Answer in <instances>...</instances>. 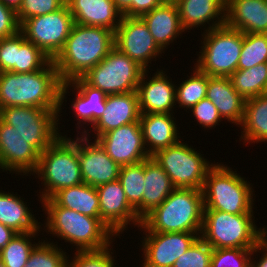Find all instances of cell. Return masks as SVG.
Instances as JSON below:
<instances>
[{"mask_svg":"<svg viewBox=\"0 0 267 267\" xmlns=\"http://www.w3.org/2000/svg\"><path fill=\"white\" fill-rule=\"evenodd\" d=\"M61 84L53 60L35 72H0V109L38 107L59 110Z\"/></svg>","mask_w":267,"mask_h":267,"instance_id":"obj_1","label":"cell"},{"mask_svg":"<svg viewBox=\"0 0 267 267\" xmlns=\"http://www.w3.org/2000/svg\"><path fill=\"white\" fill-rule=\"evenodd\" d=\"M114 47L112 30L74 23L63 49L53 60L61 81L81 78Z\"/></svg>","mask_w":267,"mask_h":267,"instance_id":"obj_2","label":"cell"},{"mask_svg":"<svg viewBox=\"0 0 267 267\" xmlns=\"http://www.w3.org/2000/svg\"><path fill=\"white\" fill-rule=\"evenodd\" d=\"M203 217L202 190L175 188L159 206L142 219L139 227L144 232L201 233Z\"/></svg>","mask_w":267,"mask_h":267,"instance_id":"obj_3","label":"cell"},{"mask_svg":"<svg viewBox=\"0 0 267 267\" xmlns=\"http://www.w3.org/2000/svg\"><path fill=\"white\" fill-rule=\"evenodd\" d=\"M42 204L48 214L45 222L48 232L76 245V251L100 250L111 246V239L116 235L100 218L58 206L51 198L42 200Z\"/></svg>","mask_w":267,"mask_h":267,"instance_id":"obj_4","label":"cell"},{"mask_svg":"<svg viewBox=\"0 0 267 267\" xmlns=\"http://www.w3.org/2000/svg\"><path fill=\"white\" fill-rule=\"evenodd\" d=\"M64 136L60 135L40 154L34 173L44 181L41 201L51 198L60 189L83 183L79 164V138L74 141Z\"/></svg>","mask_w":267,"mask_h":267,"instance_id":"obj_5","label":"cell"},{"mask_svg":"<svg viewBox=\"0 0 267 267\" xmlns=\"http://www.w3.org/2000/svg\"><path fill=\"white\" fill-rule=\"evenodd\" d=\"M236 171L215 164L207 173L202 188L204 210L230 214H253V189Z\"/></svg>","mask_w":267,"mask_h":267,"instance_id":"obj_6","label":"cell"},{"mask_svg":"<svg viewBox=\"0 0 267 267\" xmlns=\"http://www.w3.org/2000/svg\"><path fill=\"white\" fill-rule=\"evenodd\" d=\"M252 218L253 214L204 210L200 237L213 249H253L267 235V229H258Z\"/></svg>","mask_w":267,"mask_h":267,"instance_id":"obj_7","label":"cell"},{"mask_svg":"<svg viewBox=\"0 0 267 267\" xmlns=\"http://www.w3.org/2000/svg\"><path fill=\"white\" fill-rule=\"evenodd\" d=\"M201 53L195 65L211 77H230L238 66L242 50V32L224 24L205 30Z\"/></svg>","mask_w":267,"mask_h":267,"instance_id":"obj_8","label":"cell"},{"mask_svg":"<svg viewBox=\"0 0 267 267\" xmlns=\"http://www.w3.org/2000/svg\"><path fill=\"white\" fill-rule=\"evenodd\" d=\"M145 69L114 47L96 66L81 78L105 95L137 91Z\"/></svg>","mask_w":267,"mask_h":267,"instance_id":"obj_9","label":"cell"},{"mask_svg":"<svg viewBox=\"0 0 267 267\" xmlns=\"http://www.w3.org/2000/svg\"><path fill=\"white\" fill-rule=\"evenodd\" d=\"M200 154L179 140L151 157L168 174L175 188L202 190L206 175L215 164H210Z\"/></svg>","mask_w":267,"mask_h":267,"instance_id":"obj_10","label":"cell"},{"mask_svg":"<svg viewBox=\"0 0 267 267\" xmlns=\"http://www.w3.org/2000/svg\"><path fill=\"white\" fill-rule=\"evenodd\" d=\"M60 112L38 107H5L0 109V119L14 127L41 154L61 135L57 123Z\"/></svg>","mask_w":267,"mask_h":267,"instance_id":"obj_11","label":"cell"},{"mask_svg":"<svg viewBox=\"0 0 267 267\" xmlns=\"http://www.w3.org/2000/svg\"><path fill=\"white\" fill-rule=\"evenodd\" d=\"M74 25L68 5L55 12L26 19L20 31L27 41L40 48L51 60L63 49Z\"/></svg>","mask_w":267,"mask_h":267,"instance_id":"obj_12","label":"cell"},{"mask_svg":"<svg viewBox=\"0 0 267 267\" xmlns=\"http://www.w3.org/2000/svg\"><path fill=\"white\" fill-rule=\"evenodd\" d=\"M115 47L147 70L148 63L162 53L141 17L122 16L114 32Z\"/></svg>","mask_w":267,"mask_h":267,"instance_id":"obj_13","label":"cell"},{"mask_svg":"<svg viewBox=\"0 0 267 267\" xmlns=\"http://www.w3.org/2000/svg\"><path fill=\"white\" fill-rule=\"evenodd\" d=\"M94 140L120 166L137 164L151 157L144 144L140 122L113 129Z\"/></svg>","mask_w":267,"mask_h":267,"instance_id":"obj_14","label":"cell"},{"mask_svg":"<svg viewBox=\"0 0 267 267\" xmlns=\"http://www.w3.org/2000/svg\"><path fill=\"white\" fill-rule=\"evenodd\" d=\"M143 267H172L174 262L200 237L201 233L145 232ZM148 233V234H147Z\"/></svg>","mask_w":267,"mask_h":267,"instance_id":"obj_15","label":"cell"},{"mask_svg":"<svg viewBox=\"0 0 267 267\" xmlns=\"http://www.w3.org/2000/svg\"><path fill=\"white\" fill-rule=\"evenodd\" d=\"M96 190L99 196L100 219L115 235L122 233L130 222L138 227L141 225L142 220L129 204L119 180L100 185Z\"/></svg>","mask_w":267,"mask_h":267,"instance_id":"obj_16","label":"cell"},{"mask_svg":"<svg viewBox=\"0 0 267 267\" xmlns=\"http://www.w3.org/2000/svg\"><path fill=\"white\" fill-rule=\"evenodd\" d=\"M87 131H83L79 138V164L83 183L98 187L118 180L121 166L109 157L97 140L90 144Z\"/></svg>","mask_w":267,"mask_h":267,"instance_id":"obj_17","label":"cell"},{"mask_svg":"<svg viewBox=\"0 0 267 267\" xmlns=\"http://www.w3.org/2000/svg\"><path fill=\"white\" fill-rule=\"evenodd\" d=\"M39 158L40 153L0 119V168L10 173L31 174L36 171Z\"/></svg>","mask_w":267,"mask_h":267,"instance_id":"obj_18","label":"cell"},{"mask_svg":"<svg viewBox=\"0 0 267 267\" xmlns=\"http://www.w3.org/2000/svg\"><path fill=\"white\" fill-rule=\"evenodd\" d=\"M149 72L145 70L138 84L137 93L141 114L173 112L176 105V86L168 79L163 70L157 71L150 81L145 79Z\"/></svg>","mask_w":267,"mask_h":267,"instance_id":"obj_19","label":"cell"},{"mask_svg":"<svg viewBox=\"0 0 267 267\" xmlns=\"http://www.w3.org/2000/svg\"><path fill=\"white\" fill-rule=\"evenodd\" d=\"M140 116L137 91L106 95L104 114L92 126L96 139L113 129L139 122Z\"/></svg>","mask_w":267,"mask_h":267,"instance_id":"obj_20","label":"cell"},{"mask_svg":"<svg viewBox=\"0 0 267 267\" xmlns=\"http://www.w3.org/2000/svg\"><path fill=\"white\" fill-rule=\"evenodd\" d=\"M225 24L242 33L267 34V0H226Z\"/></svg>","mask_w":267,"mask_h":267,"instance_id":"obj_21","label":"cell"},{"mask_svg":"<svg viewBox=\"0 0 267 267\" xmlns=\"http://www.w3.org/2000/svg\"><path fill=\"white\" fill-rule=\"evenodd\" d=\"M73 87L77 92L76 99L73 101L72 107L76 113L77 120L90 125L94 123L104 114L106 109V95L99 89L93 88L88 85L82 78H76L70 82H62L60 86V109L63 100L66 99L68 88ZM76 88V89H75Z\"/></svg>","mask_w":267,"mask_h":267,"instance_id":"obj_22","label":"cell"},{"mask_svg":"<svg viewBox=\"0 0 267 267\" xmlns=\"http://www.w3.org/2000/svg\"><path fill=\"white\" fill-rule=\"evenodd\" d=\"M67 5L74 23L104 27L113 32L123 16L113 0H70Z\"/></svg>","mask_w":267,"mask_h":267,"instance_id":"obj_23","label":"cell"},{"mask_svg":"<svg viewBox=\"0 0 267 267\" xmlns=\"http://www.w3.org/2000/svg\"><path fill=\"white\" fill-rule=\"evenodd\" d=\"M181 26L184 30L209 24L206 30L225 24L226 0H175ZM215 19V22H214ZM217 19V20H216Z\"/></svg>","mask_w":267,"mask_h":267,"instance_id":"obj_24","label":"cell"},{"mask_svg":"<svg viewBox=\"0 0 267 267\" xmlns=\"http://www.w3.org/2000/svg\"><path fill=\"white\" fill-rule=\"evenodd\" d=\"M141 18L162 50L185 31L181 26L179 12L174 1H164Z\"/></svg>","mask_w":267,"mask_h":267,"instance_id":"obj_25","label":"cell"},{"mask_svg":"<svg viewBox=\"0 0 267 267\" xmlns=\"http://www.w3.org/2000/svg\"><path fill=\"white\" fill-rule=\"evenodd\" d=\"M206 98L217 108L223 119L235 125L241 124L245 99L234 89L229 77L209 76Z\"/></svg>","mask_w":267,"mask_h":267,"instance_id":"obj_26","label":"cell"},{"mask_svg":"<svg viewBox=\"0 0 267 267\" xmlns=\"http://www.w3.org/2000/svg\"><path fill=\"white\" fill-rule=\"evenodd\" d=\"M166 113L141 114L140 125L144 144L150 156L157 151L176 144L180 138L172 115Z\"/></svg>","mask_w":267,"mask_h":267,"instance_id":"obj_27","label":"cell"},{"mask_svg":"<svg viewBox=\"0 0 267 267\" xmlns=\"http://www.w3.org/2000/svg\"><path fill=\"white\" fill-rule=\"evenodd\" d=\"M174 189L175 186L162 167L152 157L145 160L142 219L159 206Z\"/></svg>","mask_w":267,"mask_h":267,"instance_id":"obj_28","label":"cell"},{"mask_svg":"<svg viewBox=\"0 0 267 267\" xmlns=\"http://www.w3.org/2000/svg\"><path fill=\"white\" fill-rule=\"evenodd\" d=\"M0 223L17 233L40 231V222L35 220L24 199L0 190Z\"/></svg>","mask_w":267,"mask_h":267,"instance_id":"obj_29","label":"cell"},{"mask_svg":"<svg viewBox=\"0 0 267 267\" xmlns=\"http://www.w3.org/2000/svg\"><path fill=\"white\" fill-rule=\"evenodd\" d=\"M51 199L58 205L95 218H100L96 187L81 183L56 192Z\"/></svg>","mask_w":267,"mask_h":267,"instance_id":"obj_30","label":"cell"},{"mask_svg":"<svg viewBox=\"0 0 267 267\" xmlns=\"http://www.w3.org/2000/svg\"><path fill=\"white\" fill-rule=\"evenodd\" d=\"M241 139L248 144L267 142V93L245 100Z\"/></svg>","mask_w":267,"mask_h":267,"instance_id":"obj_31","label":"cell"},{"mask_svg":"<svg viewBox=\"0 0 267 267\" xmlns=\"http://www.w3.org/2000/svg\"><path fill=\"white\" fill-rule=\"evenodd\" d=\"M234 89L246 100L267 93V63L236 70L229 77Z\"/></svg>","mask_w":267,"mask_h":267,"instance_id":"obj_32","label":"cell"},{"mask_svg":"<svg viewBox=\"0 0 267 267\" xmlns=\"http://www.w3.org/2000/svg\"><path fill=\"white\" fill-rule=\"evenodd\" d=\"M129 204L142 220V196L145 182V161L120 168L119 179Z\"/></svg>","mask_w":267,"mask_h":267,"instance_id":"obj_33","label":"cell"},{"mask_svg":"<svg viewBox=\"0 0 267 267\" xmlns=\"http://www.w3.org/2000/svg\"><path fill=\"white\" fill-rule=\"evenodd\" d=\"M39 231L17 233L7 244L0 250V260L5 267H24L28 261L29 255L37 243L32 244V239Z\"/></svg>","mask_w":267,"mask_h":267,"instance_id":"obj_34","label":"cell"},{"mask_svg":"<svg viewBox=\"0 0 267 267\" xmlns=\"http://www.w3.org/2000/svg\"><path fill=\"white\" fill-rule=\"evenodd\" d=\"M188 79L176 86V103L181 108L190 109L206 98L209 76L201 72L196 66Z\"/></svg>","mask_w":267,"mask_h":267,"instance_id":"obj_35","label":"cell"},{"mask_svg":"<svg viewBox=\"0 0 267 267\" xmlns=\"http://www.w3.org/2000/svg\"><path fill=\"white\" fill-rule=\"evenodd\" d=\"M261 63H267V34L242 33L237 70L249 69Z\"/></svg>","mask_w":267,"mask_h":267,"instance_id":"obj_36","label":"cell"},{"mask_svg":"<svg viewBox=\"0 0 267 267\" xmlns=\"http://www.w3.org/2000/svg\"><path fill=\"white\" fill-rule=\"evenodd\" d=\"M24 267H67L66 252L48 241L38 242ZM59 248V249H58Z\"/></svg>","mask_w":267,"mask_h":267,"instance_id":"obj_37","label":"cell"},{"mask_svg":"<svg viewBox=\"0 0 267 267\" xmlns=\"http://www.w3.org/2000/svg\"><path fill=\"white\" fill-rule=\"evenodd\" d=\"M51 59L30 41L17 50L16 73H29L43 69Z\"/></svg>","mask_w":267,"mask_h":267,"instance_id":"obj_38","label":"cell"},{"mask_svg":"<svg viewBox=\"0 0 267 267\" xmlns=\"http://www.w3.org/2000/svg\"><path fill=\"white\" fill-rule=\"evenodd\" d=\"M213 248L199 237L172 267H210Z\"/></svg>","mask_w":267,"mask_h":267,"instance_id":"obj_39","label":"cell"},{"mask_svg":"<svg viewBox=\"0 0 267 267\" xmlns=\"http://www.w3.org/2000/svg\"><path fill=\"white\" fill-rule=\"evenodd\" d=\"M253 249H213L210 267H251Z\"/></svg>","mask_w":267,"mask_h":267,"instance_id":"obj_40","label":"cell"},{"mask_svg":"<svg viewBox=\"0 0 267 267\" xmlns=\"http://www.w3.org/2000/svg\"><path fill=\"white\" fill-rule=\"evenodd\" d=\"M109 248L110 246L100 250L76 251L71 262L67 259V267H116Z\"/></svg>","mask_w":267,"mask_h":267,"instance_id":"obj_41","label":"cell"},{"mask_svg":"<svg viewBox=\"0 0 267 267\" xmlns=\"http://www.w3.org/2000/svg\"><path fill=\"white\" fill-rule=\"evenodd\" d=\"M26 41L24 34L18 31L15 35L0 39V72L16 73L17 50Z\"/></svg>","mask_w":267,"mask_h":267,"instance_id":"obj_42","label":"cell"},{"mask_svg":"<svg viewBox=\"0 0 267 267\" xmlns=\"http://www.w3.org/2000/svg\"><path fill=\"white\" fill-rule=\"evenodd\" d=\"M64 5L62 0H23L16 12L18 23L21 25L26 19L55 12Z\"/></svg>","mask_w":267,"mask_h":267,"instance_id":"obj_43","label":"cell"},{"mask_svg":"<svg viewBox=\"0 0 267 267\" xmlns=\"http://www.w3.org/2000/svg\"><path fill=\"white\" fill-rule=\"evenodd\" d=\"M193 116L197 119L199 124L204 128H212L221 122L222 117L219 115L217 108L212 102L204 98L198 104L191 107Z\"/></svg>","mask_w":267,"mask_h":267,"instance_id":"obj_44","label":"cell"},{"mask_svg":"<svg viewBox=\"0 0 267 267\" xmlns=\"http://www.w3.org/2000/svg\"><path fill=\"white\" fill-rule=\"evenodd\" d=\"M18 31L20 25L16 12L0 1V39L15 35Z\"/></svg>","mask_w":267,"mask_h":267,"instance_id":"obj_45","label":"cell"},{"mask_svg":"<svg viewBox=\"0 0 267 267\" xmlns=\"http://www.w3.org/2000/svg\"><path fill=\"white\" fill-rule=\"evenodd\" d=\"M165 0H132V17H141L160 6Z\"/></svg>","mask_w":267,"mask_h":267,"instance_id":"obj_46","label":"cell"},{"mask_svg":"<svg viewBox=\"0 0 267 267\" xmlns=\"http://www.w3.org/2000/svg\"><path fill=\"white\" fill-rule=\"evenodd\" d=\"M259 251H263V256L259 261L251 260V267H267V235L253 248V254ZM265 251V252H264ZM257 262V263H256Z\"/></svg>","mask_w":267,"mask_h":267,"instance_id":"obj_47","label":"cell"},{"mask_svg":"<svg viewBox=\"0 0 267 267\" xmlns=\"http://www.w3.org/2000/svg\"><path fill=\"white\" fill-rule=\"evenodd\" d=\"M17 234L13 229L0 223V250Z\"/></svg>","mask_w":267,"mask_h":267,"instance_id":"obj_48","label":"cell"},{"mask_svg":"<svg viewBox=\"0 0 267 267\" xmlns=\"http://www.w3.org/2000/svg\"><path fill=\"white\" fill-rule=\"evenodd\" d=\"M123 16L132 17V0H113Z\"/></svg>","mask_w":267,"mask_h":267,"instance_id":"obj_49","label":"cell"},{"mask_svg":"<svg viewBox=\"0 0 267 267\" xmlns=\"http://www.w3.org/2000/svg\"><path fill=\"white\" fill-rule=\"evenodd\" d=\"M5 6L13 9L15 12L21 7L23 0H0Z\"/></svg>","mask_w":267,"mask_h":267,"instance_id":"obj_50","label":"cell"},{"mask_svg":"<svg viewBox=\"0 0 267 267\" xmlns=\"http://www.w3.org/2000/svg\"><path fill=\"white\" fill-rule=\"evenodd\" d=\"M0 267H5V265L3 264L1 260H0Z\"/></svg>","mask_w":267,"mask_h":267,"instance_id":"obj_51","label":"cell"},{"mask_svg":"<svg viewBox=\"0 0 267 267\" xmlns=\"http://www.w3.org/2000/svg\"><path fill=\"white\" fill-rule=\"evenodd\" d=\"M65 4H67L70 0H62Z\"/></svg>","mask_w":267,"mask_h":267,"instance_id":"obj_52","label":"cell"}]
</instances>
